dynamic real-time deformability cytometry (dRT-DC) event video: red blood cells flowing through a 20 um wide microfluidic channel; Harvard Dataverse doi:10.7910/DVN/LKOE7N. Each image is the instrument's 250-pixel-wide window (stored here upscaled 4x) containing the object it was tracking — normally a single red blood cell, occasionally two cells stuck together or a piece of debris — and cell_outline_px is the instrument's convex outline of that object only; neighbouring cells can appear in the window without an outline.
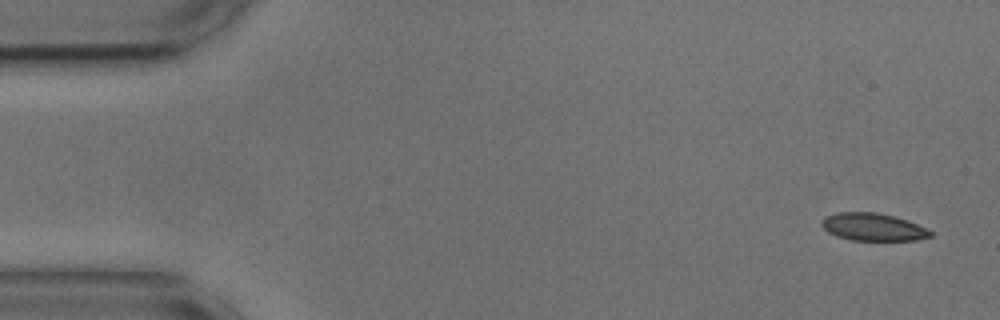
{"species": "common noctule bat (a hibernating species)", "species_latin": "Nyctalus noctula", "temperature_condition": "cold", "stored_images_in_passage": 53, "camera_frame_rate_fps": 3000, "um_per_image_px": 0.085, "animal": {"sex": "male", "body_mass_g": 17.9, "forearm_length_mm": 54.2}, "frame": {"image": 1, "passage_image": 1, "time_ms": 0.0, "image_size_px": [1000, 320], "cell_outline_px": [[932, 236], [916, 240], [852, 240], [836, 236], [828, 232], [820, 224], [820, 220], [824, 216], [840, 212], [876, 212], [908, 220], [928, 228], [932, 232]], "centroid_in_image_um": [74.2, 19.29], "position_along_channel_um": 10.8, "area_um2": 17.57}}
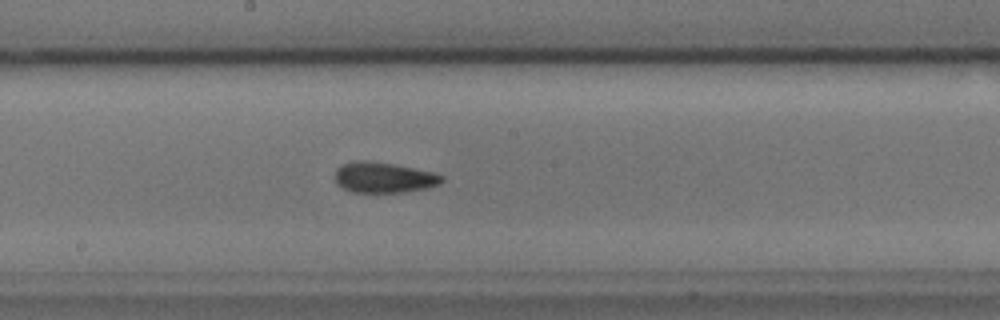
{"frame": {"image": 2, "passage_image": 27, "time_ms": 8.667, "image_size_px": [1000, 320], "cell_outline_px": [[444, 180], [440, 184], [428, 188], [404, 192], [352, 192], [336, 184], [336, 168], [344, 164], [356, 160], [364, 160], [392, 164], [436, 172], [444, 176]], "centroid_in_image_um": [32.66, 15.09], "position_along_channel_um": 215.5, "area_um2": 19.07}}
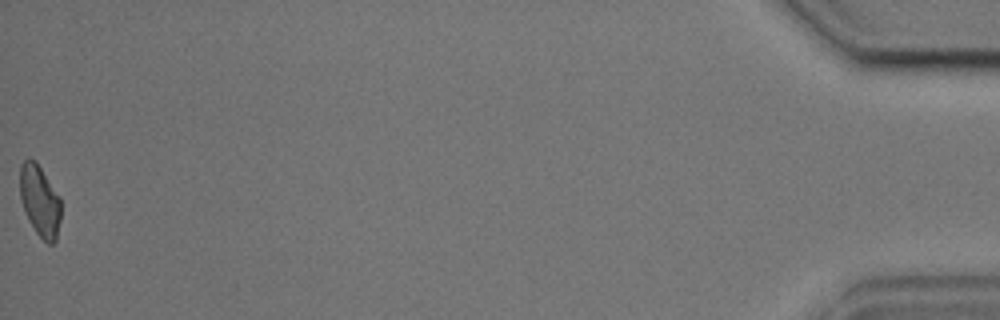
{"frame": {"image": 3, "passage_image": 53, "time_ms": 17.333, "image_size_px": [1000, 320], "cell_outline_px": [[60, 220], [56, 240], [52, 244], [48, 244], [36, 232], [28, 220], [24, 212], [20, 200], [20, 164], [28, 156], [36, 160], [60, 196]], "centroid_in_image_um": [3.37, 17.03], "position_along_channel_um": 431.8, "area_um2": 17.34}, "authors_computed_cell_mechanics": {"area_um2": 18.1492, "velocity_mm_per_s": 3.6585, "shape_relaxation_time_tau1_ms": 3.4445, "shape_relaxation_time_tau2_ms": 3.3165, "deformation_change_tau1": 0.1128, "deformation_change_tau2": 0.0883}}